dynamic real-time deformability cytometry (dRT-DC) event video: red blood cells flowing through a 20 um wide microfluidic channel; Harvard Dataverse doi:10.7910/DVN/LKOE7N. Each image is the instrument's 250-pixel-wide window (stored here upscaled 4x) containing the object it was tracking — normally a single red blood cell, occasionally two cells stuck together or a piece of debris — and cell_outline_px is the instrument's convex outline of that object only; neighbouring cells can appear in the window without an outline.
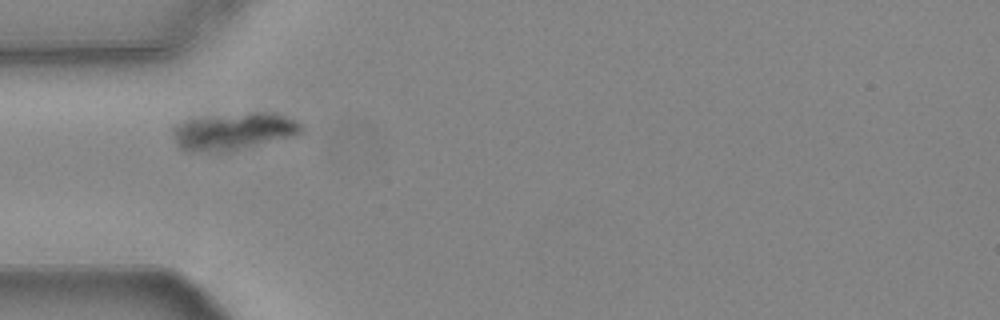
{"species": "common noctule bat (a hibernating species)", "species_latin": "Nyctalus noctula", "temperature_condition": "warm", "stored_images_in_passage": 24, "camera_frame_rate_fps": 3000, "um_per_image_px": 0.085, "animal": {"sex": "female", "body_mass_g": 24.6, "forearm_length_mm": 56.2}, "frame": {"image": 1, "passage_image": 1, "time_ms": 0.0, "image_size_px": [1000, 320], "cell_outline_px": [[304, 132], [232, 152], [184, 152], [176, 144], [172, 132], [172, 128], [176, 124], [188, 120], [212, 116], [252, 112], [276, 112], [296, 120], [304, 124]], "centroid_in_image_um": [19.87, 11.18], "position_along_channel_um": 65.1, "area_um2": 28.26}}
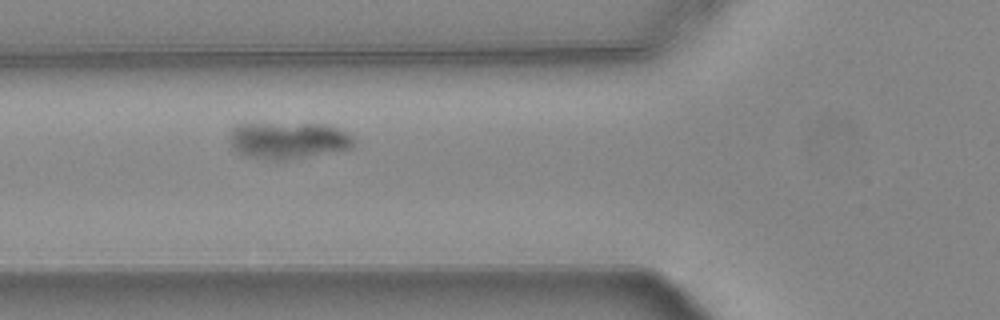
{"frame": {"image": 2, "passage_image": 4, "time_ms": 1.0, "image_size_px": [1000, 320], "cell_outline_px": [[352, 148], [284, 160], [272, 160], [244, 156], [228, 148], [228, 136], [232, 128], [236, 124], [328, 124], [352, 136]], "centroid_in_image_um": [24.37, 11.94], "position_along_channel_um": 101.4, "area_um2": 26.65}}